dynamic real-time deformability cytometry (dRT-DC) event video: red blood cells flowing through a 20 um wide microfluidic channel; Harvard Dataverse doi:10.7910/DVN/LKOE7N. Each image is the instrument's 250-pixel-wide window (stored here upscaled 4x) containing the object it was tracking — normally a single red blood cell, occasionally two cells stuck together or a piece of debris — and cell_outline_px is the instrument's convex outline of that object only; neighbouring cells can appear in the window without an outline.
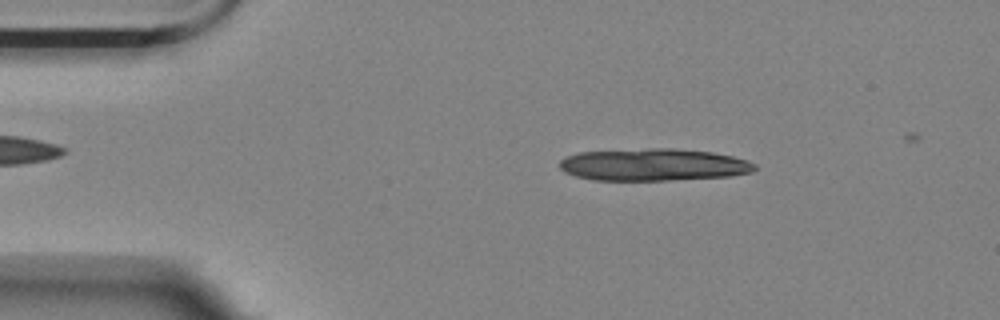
{"species": "Egyptian fruit bat (a non-hibernating species)", "species_latin": "Rousettus aegyptiacus", "temperature_condition": "room temperature", "stored_images_in_passage": 51, "segment_of_instrument_passage": [1, 2], "camera_frame_rate_fps": 3000, "um_per_image_px": 0.085, "animal": {"sex": "female"}, "frame": {"image": 1, "passage_image": 5, "time_ms": 1.333, "image_size_px": [1000, 320], "cell_outline_px": [[756, 168], [752, 172], [732, 176], [668, 180], [592, 180], [576, 176], [564, 172], [560, 168], [560, 160], [568, 156], [580, 152], [648, 148], [672, 148], [712, 152], [732, 156], [748, 160], [756, 164]], "centroid_in_image_um": [55.57, 14.0], "position_along_channel_um": 29.4, "area_um2": 36.7}}